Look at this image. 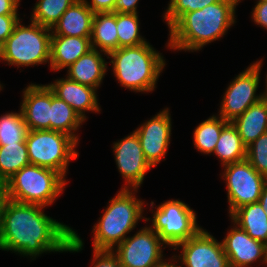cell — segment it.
Listing matches in <instances>:
<instances>
[{
    "mask_svg": "<svg viewBox=\"0 0 267 267\" xmlns=\"http://www.w3.org/2000/svg\"><path fill=\"white\" fill-rule=\"evenodd\" d=\"M179 247L182 248L181 254L174 255L170 262L179 259L182 264L180 267H230L222 242H218L203 228L173 249L176 250Z\"/></svg>",
    "mask_w": 267,
    "mask_h": 267,
    "instance_id": "obj_12",
    "label": "cell"
},
{
    "mask_svg": "<svg viewBox=\"0 0 267 267\" xmlns=\"http://www.w3.org/2000/svg\"><path fill=\"white\" fill-rule=\"evenodd\" d=\"M20 0H0V15H18Z\"/></svg>",
    "mask_w": 267,
    "mask_h": 267,
    "instance_id": "obj_38",
    "label": "cell"
},
{
    "mask_svg": "<svg viewBox=\"0 0 267 267\" xmlns=\"http://www.w3.org/2000/svg\"><path fill=\"white\" fill-rule=\"evenodd\" d=\"M102 51L92 48L71 64L67 69V78L80 84L99 88L107 72V63Z\"/></svg>",
    "mask_w": 267,
    "mask_h": 267,
    "instance_id": "obj_20",
    "label": "cell"
},
{
    "mask_svg": "<svg viewBox=\"0 0 267 267\" xmlns=\"http://www.w3.org/2000/svg\"><path fill=\"white\" fill-rule=\"evenodd\" d=\"M246 159L259 174L267 178V132L247 147Z\"/></svg>",
    "mask_w": 267,
    "mask_h": 267,
    "instance_id": "obj_32",
    "label": "cell"
},
{
    "mask_svg": "<svg viewBox=\"0 0 267 267\" xmlns=\"http://www.w3.org/2000/svg\"><path fill=\"white\" fill-rule=\"evenodd\" d=\"M30 22L25 26L19 20L0 47V59L8 65L19 68L50 63L51 28Z\"/></svg>",
    "mask_w": 267,
    "mask_h": 267,
    "instance_id": "obj_6",
    "label": "cell"
},
{
    "mask_svg": "<svg viewBox=\"0 0 267 267\" xmlns=\"http://www.w3.org/2000/svg\"><path fill=\"white\" fill-rule=\"evenodd\" d=\"M94 14L84 0H76L53 25L51 34L91 37Z\"/></svg>",
    "mask_w": 267,
    "mask_h": 267,
    "instance_id": "obj_19",
    "label": "cell"
},
{
    "mask_svg": "<svg viewBox=\"0 0 267 267\" xmlns=\"http://www.w3.org/2000/svg\"><path fill=\"white\" fill-rule=\"evenodd\" d=\"M44 206L8 199L0 218V250L35 259L47 252H79L83 241L69 226L47 216Z\"/></svg>",
    "mask_w": 267,
    "mask_h": 267,
    "instance_id": "obj_1",
    "label": "cell"
},
{
    "mask_svg": "<svg viewBox=\"0 0 267 267\" xmlns=\"http://www.w3.org/2000/svg\"><path fill=\"white\" fill-rule=\"evenodd\" d=\"M220 0H170L164 13V20L170 27L181 15L202 9Z\"/></svg>",
    "mask_w": 267,
    "mask_h": 267,
    "instance_id": "obj_31",
    "label": "cell"
},
{
    "mask_svg": "<svg viewBox=\"0 0 267 267\" xmlns=\"http://www.w3.org/2000/svg\"><path fill=\"white\" fill-rule=\"evenodd\" d=\"M226 180L229 215L243 205L258 202L267 178L247 159L223 166Z\"/></svg>",
    "mask_w": 267,
    "mask_h": 267,
    "instance_id": "obj_9",
    "label": "cell"
},
{
    "mask_svg": "<svg viewBox=\"0 0 267 267\" xmlns=\"http://www.w3.org/2000/svg\"><path fill=\"white\" fill-rule=\"evenodd\" d=\"M166 245L158 234L149 226L137 231L115 247L122 267H155L163 259L162 248Z\"/></svg>",
    "mask_w": 267,
    "mask_h": 267,
    "instance_id": "obj_11",
    "label": "cell"
},
{
    "mask_svg": "<svg viewBox=\"0 0 267 267\" xmlns=\"http://www.w3.org/2000/svg\"><path fill=\"white\" fill-rule=\"evenodd\" d=\"M167 261H170V260H166L163 261L161 264L155 266V267H180V265H176L174 264L175 262L177 263V259L173 262V263H170V262H167Z\"/></svg>",
    "mask_w": 267,
    "mask_h": 267,
    "instance_id": "obj_41",
    "label": "cell"
},
{
    "mask_svg": "<svg viewBox=\"0 0 267 267\" xmlns=\"http://www.w3.org/2000/svg\"><path fill=\"white\" fill-rule=\"evenodd\" d=\"M93 267H122L117 255L109 250H93Z\"/></svg>",
    "mask_w": 267,
    "mask_h": 267,
    "instance_id": "obj_33",
    "label": "cell"
},
{
    "mask_svg": "<svg viewBox=\"0 0 267 267\" xmlns=\"http://www.w3.org/2000/svg\"><path fill=\"white\" fill-rule=\"evenodd\" d=\"M138 17V14L116 13L118 48L138 46L147 42L139 34Z\"/></svg>",
    "mask_w": 267,
    "mask_h": 267,
    "instance_id": "obj_30",
    "label": "cell"
},
{
    "mask_svg": "<svg viewBox=\"0 0 267 267\" xmlns=\"http://www.w3.org/2000/svg\"><path fill=\"white\" fill-rule=\"evenodd\" d=\"M91 37L51 36L50 68L59 71L68 68L92 49Z\"/></svg>",
    "mask_w": 267,
    "mask_h": 267,
    "instance_id": "obj_18",
    "label": "cell"
},
{
    "mask_svg": "<svg viewBox=\"0 0 267 267\" xmlns=\"http://www.w3.org/2000/svg\"><path fill=\"white\" fill-rule=\"evenodd\" d=\"M8 200L6 182L0 180V212L3 211L6 201Z\"/></svg>",
    "mask_w": 267,
    "mask_h": 267,
    "instance_id": "obj_39",
    "label": "cell"
},
{
    "mask_svg": "<svg viewBox=\"0 0 267 267\" xmlns=\"http://www.w3.org/2000/svg\"><path fill=\"white\" fill-rule=\"evenodd\" d=\"M75 1L76 0H39L35 3L36 5L33 8L32 18H30V20L41 26L52 28Z\"/></svg>",
    "mask_w": 267,
    "mask_h": 267,
    "instance_id": "obj_28",
    "label": "cell"
},
{
    "mask_svg": "<svg viewBox=\"0 0 267 267\" xmlns=\"http://www.w3.org/2000/svg\"><path fill=\"white\" fill-rule=\"evenodd\" d=\"M258 202L260 203L261 207L265 210L266 214H267V182L265 183L261 196L258 200Z\"/></svg>",
    "mask_w": 267,
    "mask_h": 267,
    "instance_id": "obj_40",
    "label": "cell"
},
{
    "mask_svg": "<svg viewBox=\"0 0 267 267\" xmlns=\"http://www.w3.org/2000/svg\"><path fill=\"white\" fill-rule=\"evenodd\" d=\"M66 183L60 173L28 164L6 181L7 195L15 202L46 207L60 196Z\"/></svg>",
    "mask_w": 267,
    "mask_h": 267,
    "instance_id": "obj_5",
    "label": "cell"
},
{
    "mask_svg": "<svg viewBox=\"0 0 267 267\" xmlns=\"http://www.w3.org/2000/svg\"><path fill=\"white\" fill-rule=\"evenodd\" d=\"M265 81H266V82H265V83H266V86H265V87H266V88H265V92L267 93V76H266V80H265Z\"/></svg>",
    "mask_w": 267,
    "mask_h": 267,
    "instance_id": "obj_43",
    "label": "cell"
},
{
    "mask_svg": "<svg viewBox=\"0 0 267 267\" xmlns=\"http://www.w3.org/2000/svg\"><path fill=\"white\" fill-rule=\"evenodd\" d=\"M83 122L73 108L51 90L50 130L66 133L79 142L75 132Z\"/></svg>",
    "mask_w": 267,
    "mask_h": 267,
    "instance_id": "obj_25",
    "label": "cell"
},
{
    "mask_svg": "<svg viewBox=\"0 0 267 267\" xmlns=\"http://www.w3.org/2000/svg\"><path fill=\"white\" fill-rule=\"evenodd\" d=\"M228 123L222 117L212 115L201 122L194 130V146L203 154L213 153L220 138L222 128Z\"/></svg>",
    "mask_w": 267,
    "mask_h": 267,
    "instance_id": "obj_26",
    "label": "cell"
},
{
    "mask_svg": "<svg viewBox=\"0 0 267 267\" xmlns=\"http://www.w3.org/2000/svg\"><path fill=\"white\" fill-rule=\"evenodd\" d=\"M90 40L92 48L102 51L105 56L118 49L115 12L94 14Z\"/></svg>",
    "mask_w": 267,
    "mask_h": 267,
    "instance_id": "obj_23",
    "label": "cell"
},
{
    "mask_svg": "<svg viewBox=\"0 0 267 267\" xmlns=\"http://www.w3.org/2000/svg\"><path fill=\"white\" fill-rule=\"evenodd\" d=\"M262 60L251 64L240 72L226 89L218 116L228 122L242 115L251 105L262 98V93L257 95L256 91L260 83Z\"/></svg>",
    "mask_w": 267,
    "mask_h": 267,
    "instance_id": "obj_10",
    "label": "cell"
},
{
    "mask_svg": "<svg viewBox=\"0 0 267 267\" xmlns=\"http://www.w3.org/2000/svg\"><path fill=\"white\" fill-rule=\"evenodd\" d=\"M20 104L28 130H50L51 89L48 85L29 84Z\"/></svg>",
    "mask_w": 267,
    "mask_h": 267,
    "instance_id": "obj_16",
    "label": "cell"
},
{
    "mask_svg": "<svg viewBox=\"0 0 267 267\" xmlns=\"http://www.w3.org/2000/svg\"><path fill=\"white\" fill-rule=\"evenodd\" d=\"M116 0H91L90 2L84 0L87 6L94 13L113 12V7Z\"/></svg>",
    "mask_w": 267,
    "mask_h": 267,
    "instance_id": "obj_36",
    "label": "cell"
},
{
    "mask_svg": "<svg viewBox=\"0 0 267 267\" xmlns=\"http://www.w3.org/2000/svg\"><path fill=\"white\" fill-rule=\"evenodd\" d=\"M18 15H0V47L12 34L15 25L19 22Z\"/></svg>",
    "mask_w": 267,
    "mask_h": 267,
    "instance_id": "obj_34",
    "label": "cell"
},
{
    "mask_svg": "<svg viewBox=\"0 0 267 267\" xmlns=\"http://www.w3.org/2000/svg\"><path fill=\"white\" fill-rule=\"evenodd\" d=\"M110 56V57H109ZM114 77L120 85L134 92H152L166 64L161 53L149 42L121 47L110 52Z\"/></svg>",
    "mask_w": 267,
    "mask_h": 267,
    "instance_id": "obj_3",
    "label": "cell"
},
{
    "mask_svg": "<svg viewBox=\"0 0 267 267\" xmlns=\"http://www.w3.org/2000/svg\"><path fill=\"white\" fill-rule=\"evenodd\" d=\"M229 217L251 238L267 245V214L259 202L243 205Z\"/></svg>",
    "mask_w": 267,
    "mask_h": 267,
    "instance_id": "obj_21",
    "label": "cell"
},
{
    "mask_svg": "<svg viewBox=\"0 0 267 267\" xmlns=\"http://www.w3.org/2000/svg\"><path fill=\"white\" fill-rule=\"evenodd\" d=\"M195 213L184 202L171 199L156 206L150 227L169 248H173L202 228L197 225Z\"/></svg>",
    "mask_w": 267,
    "mask_h": 267,
    "instance_id": "obj_8",
    "label": "cell"
},
{
    "mask_svg": "<svg viewBox=\"0 0 267 267\" xmlns=\"http://www.w3.org/2000/svg\"><path fill=\"white\" fill-rule=\"evenodd\" d=\"M239 2L220 0L202 9L184 13L169 27L167 47L194 52L220 39L235 24V10Z\"/></svg>",
    "mask_w": 267,
    "mask_h": 267,
    "instance_id": "obj_2",
    "label": "cell"
},
{
    "mask_svg": "<svg viewBox=\"0 0 267 267\" xmlns=\"http://www.w3.org/2000/svg\"><path fill=\"white\" fill-rule=\"evenodd\" d=\"M113 144L117 168L127 183L123 189H138L152 166L145 159L137 134L133 131Z\"/></svg>",
    "mask_w": 267,
    "mask_h": 267,
    "instance_id": "obj_13",
    "label": "cell"
},
{
    "mask_svg": "<svg viewBox=\"0 0 267 267\" xmlns=\"http://www.w3.org/2000/svg\"><path fill=\"white\" fill-rule=\"evenodd\" d=\"M137 189H121L109 202L108 207L94 225L93 250L113 251L126 235L136 228L137 222L145 219L144 201L137 199Z\"/></svg>",
    "mask_w": 267,
    "mask_h": 267,
    "instance_id": "obj_4",
    "label": "cell"
},
{
    "mask_svg": "<svg viewBox=\"0 0 267 267\" xmlns=\"http://www.w3.org/2000/svg\"><path fill=\"white\" fill-rule=\"evenodd\" d=\"M59 99L64 100L77 115L85 122V111H100L97 89L88 85L72 81L67 77L57 79L54 83L47 84Z\"/></svg>",
    "mask_w": 267,
    "mask_h": 267,
    "instance_id": "obj_17",
    "label": "cell"
},
{
    "mask_svg": "<svg viewBox=\"0 0 267 267\" xmlns=\"http://www.w3.org/2000/svg\"><path fill=\"white\" fill-rule=\"evenodd\" d=\"M25 142L30 164L52 169L64 178L70 160L78 157V142L55 130H28Z\"/></svg>",
    "mask_w": 267,
    "mask_h": 267,
    "instance_id": "obj_7",
    "label": "cell"
},
{
    "mask_svg": "<svg viewBox=\"0 0 267 267\" xmlns=\"http://www.w3.org/2000/svg\"><path fill=\"white\" fill-rule=\"evenodd\" d=\"M262 101L264 102L265 106H266V109H267V93L264 91L262 93Z\"/></svg>",
    "mask_w": 267,
    "mask_h": 267,
    "instance_id": "obj_42",
    "label": "cell"
},
{
    "mask_svg": "<svg viewBox=\"0 0 267 267\" xmlns=\"http://www.w3.org/2000/svg\"><path fill=\"white\" fill-rule=\"evenodd\" d=\"M243 144L248 147L260 135L267 132V109L259 100L251 105L242 115L232 121Z\"/></svg>",
    "mask_w": 267,
    "mask_h": 267,
    "instance_id": "obj_22",
    "label": "cell"
},
{
    "mask_svg": "<svg viewBox=\"0 0 267 267\" xmlns=\"http://www.w3.org/2000/svg\"><path fill=\"white\" fill-rule=\"evenodd\" d=\"M222 241L230 267H249L255 261L267 265V245L251 238L237 224Z\"/></svg>",
    "mask_w": 267,
    "mask_h": 267,
    "instance_id": "obj_15",
    "label": "cell"
},
{
    "mask_svg": "<svg viewBox=\"0 0 267 267\" xmlns=\"http://www.w3.org/2000/svg\"><path fill=\"white\" fill-rule=\"evenodd\" d=\"M252 21L267 29V0H258L252 12Z\"/></svg>",
    "mask_w": 267,
    "mask_h": 267,
    "instance_id": "obj_35",
    "label": "cell"
},
{
    "mask_svg": "<svg viewBox=\"0 0 267 267\" xmlns=\"http://www.w3.org/2000/svg\"><path fill=\"white\" fill-rule=\"evenodd\" d=\"M28 164L30 162L26 143L0 146V180L6 182Z\"/></svg>",
    "mask_w": 267,
    "mask_h": 267,
    "instance_id": "obj_27",
    "label": "cell"
},
{
    "mask_svg": "<svg viewBox=\"0 0 267 267\" xmlns=\"http://www.w3.org/2000/svg\"><path fill=\"white\" fill-rule=\"evenodd\" d=\"M247 147L243 144L236 127L228 122L223 128L213 154L219 157L222 167L246 159Z\"/></svg>",
    "mask_w": 267,
    "mask_h": 267,
    "instance_id": "obj_24",
    "label": "cell"
},
{
    "mask_svg": "<svg viewBox=\"0 0 267 267\" xmlns=\"http://www.w3.org/2000/svg\"><path fill=\"white\" fill-rule=\"evenodd\" d=\"M28 129L21 111L6 113L0 117V146L26 143Z\"/></svg>",
    "mask_w": 267,
    "mask_h": 267,
    "instance_id": "obj_29",
    "label": "cell"
},
{
    "mask_svg": "<svg viewBox=\"0 0 267 267\" xmlns=\"http://www.w3.org/2000/svg\"><path fill=\"white\" fill-rule=\"evenodd\" d=\"M169 111L168 108L163 109L134 130L139 138L145 159L152 167L159 164L167 154L172 129Z\"/></svg>",
    "mask_w": 267,
    "mask_h": 267,
    "instance_id": "obj_14",
    "label": "cell"
},
{
    "mask_svg": "<svg viewBox=\"0 0 267 267\" xmlns=\"http://www.w3.org/2000/svg\"><path fill=\"white\" fill-rule=\"evenodd\" d=\"M139 0H116L113 12L138 14L137 4Z\"/></svg>",
    "mask_w": 267,
    "mask_h": 267,
    "instance_id": "obj_37",
    "label": "cell"
}]
</instances>
